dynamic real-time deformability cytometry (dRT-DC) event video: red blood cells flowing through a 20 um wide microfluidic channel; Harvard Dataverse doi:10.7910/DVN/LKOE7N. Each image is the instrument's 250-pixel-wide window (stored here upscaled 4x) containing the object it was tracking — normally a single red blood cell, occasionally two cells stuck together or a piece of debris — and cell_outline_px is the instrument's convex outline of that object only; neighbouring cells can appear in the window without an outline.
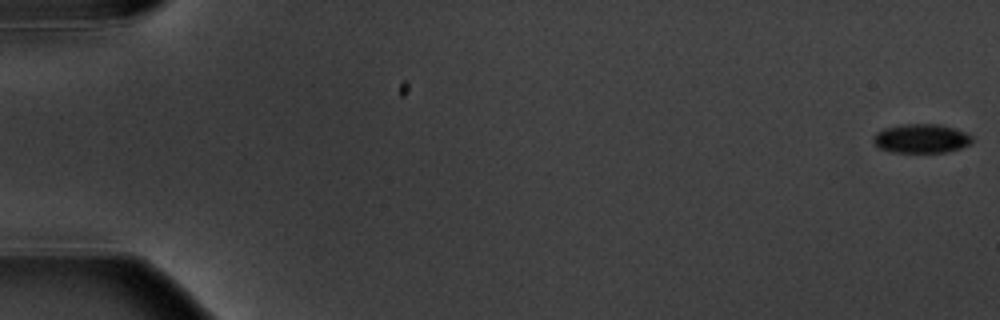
{"species": "common noctule bat (a hibernating species)", "species_latin": "Nyctalus noctula", "temperature_condition": "warm", "stored_images_in_passage": 5, "camera_frame_rate_fps": 3000, "um_per_image_px": 0.085, "animal": {"sex": "male", "body_mass_g": 20.1, "forearm_length_mm": 53.5}, "frame": {"image": 1, "passage_image": 1, "time_ms": 0.0, "image_size_px": [1000, 320], "cell_outline_px": [[972, 140], [968, 144], [960, 148], [948, 152], [888, 152], [880, 148], [872, 140], [872, 136], [876, 132], [884, 128], [900, 124], [940, 124], [964, 132], [972, 136]], "centroid_in_image_um": [78.26, 11.77], "position_along_channel_um": 6.7, "area_um2": 16.7}}